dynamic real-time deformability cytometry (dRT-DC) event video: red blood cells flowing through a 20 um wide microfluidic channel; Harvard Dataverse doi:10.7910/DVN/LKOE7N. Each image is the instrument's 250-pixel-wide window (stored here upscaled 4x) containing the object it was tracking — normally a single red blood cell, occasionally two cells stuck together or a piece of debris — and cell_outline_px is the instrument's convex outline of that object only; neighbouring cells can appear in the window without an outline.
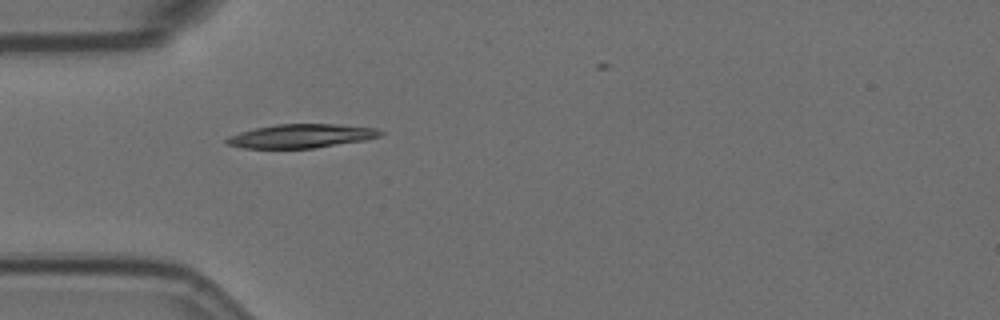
{"species": "Egyptian fruit bat (a non-hibernating species)", "species_latin": "Rousettus aegyptiacus", "temperature_condition": "room temperature", "stored_images_in_passage": 31, "camera_frame_rate_fps": 3000, "um_per_image_px": 0.085, "animal": {"sex": "female"}, "frame": {"image": 1, "passage_image": 1, "time_ms": 0.0, "image_size_px": [1000, 320], "cell_outline_px": [[384, 132], [380, 136], [364, 140], [312, 148], [244, 148], [228, 144], [224, 140], [228, 136], [240, 132], [256, 128], [276, 124], [336, 124], [376, 128]], "centroid_in_image_um": [25.59, 11.55], "position_along_channel_um": 59.4, "area_um2": 21.1}}
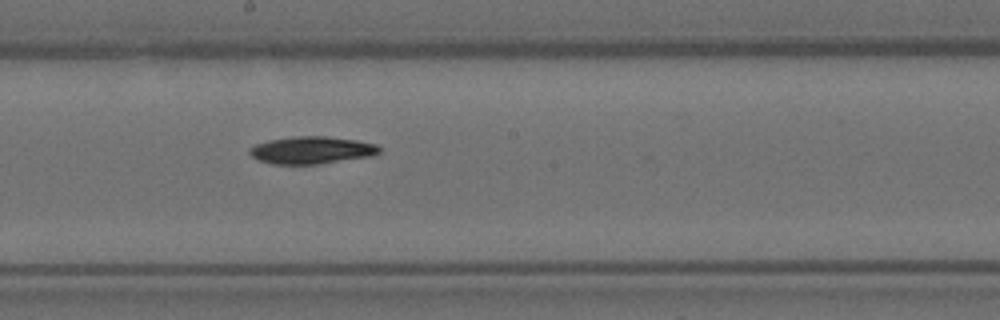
{"frame": {"image": 2, "passage_image": 15, "time_ms": 4.667, "image_size_px": [1000, 320], "cell_outline_px": [[380, 152], [372, 156], [316, 164], [272, 164], [260, 160], [252, 156], [248, 152], [248, 148], [256, 144], [268, 140], [296, 136], [324, 136], [356, 140], [376, 144], [380, 148]], "centroid_in_image_um": [26.47, 12.76], "position_along_channel_um": 221.7, "area_um2": 20.58}}
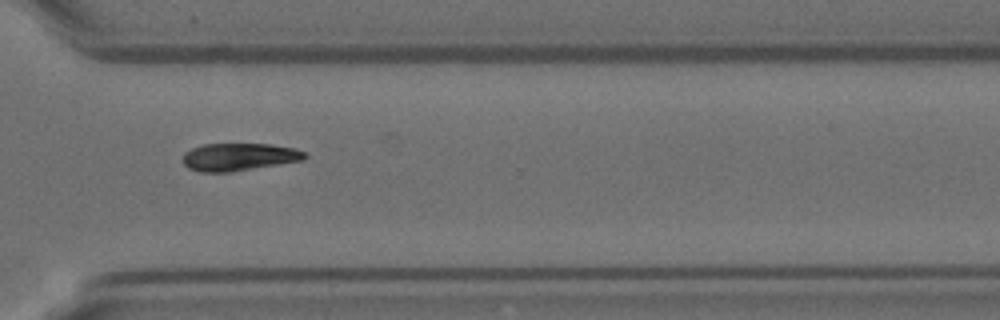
{"frame": {"image": 3, "passage_image": 26, "time_ms": 8.333, "image_size_px": [1000, 320], "cell_outline_px": [[308, 156], [304, 160], [228, 172], [200, 172], [188, 168], [184, 164], [184, 152], [192, 148], [204, 144], [272, 144], [296, 148], [304, 152]], "centroid_in_image_um": [20.33, 13.33], "position_along_channel_um": 350.3, "area_um2": 19.54}}